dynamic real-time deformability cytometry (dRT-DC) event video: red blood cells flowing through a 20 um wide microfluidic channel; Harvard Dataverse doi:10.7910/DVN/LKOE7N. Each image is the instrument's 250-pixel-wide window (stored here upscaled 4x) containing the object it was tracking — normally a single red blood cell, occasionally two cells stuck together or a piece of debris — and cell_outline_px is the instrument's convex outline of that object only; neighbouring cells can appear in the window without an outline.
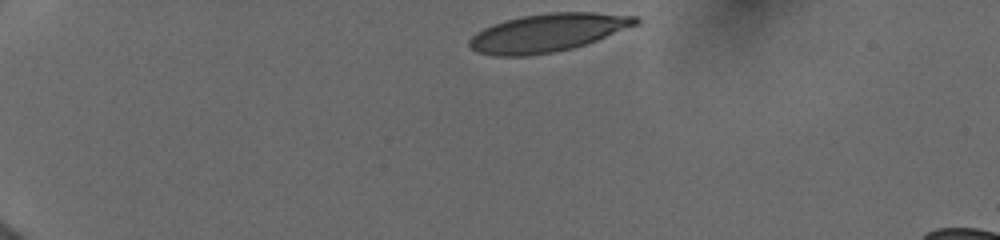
{"species": "human", "species_latin": "Homo sapiens", "temperature_condition": "cold", "stored_images_in_passage": 16, "camera_frame_rate_fps": 3000, "um_per_image_px": 0.085, "donor": {"sex": "female"}, "frame": {"image": 1, "passage_image": 1, "time_ms": 0.0, "image_size_px": [1000, 240], "cell_outline_px": [[640, 24], [596, 40], [572, 48], [552, 52], [528, 56], [492, 56], [476, 52], [468, 48], [468, 40], [476, 32], [492, 24], [504, 20], [524, 16], [548, 12], [592, 12], [636, 16], [640, 20]], "centroid_in_image_um": [46.51, 2.78], "position_along_channel_um": 38.5, "area_um2": 37.05}}
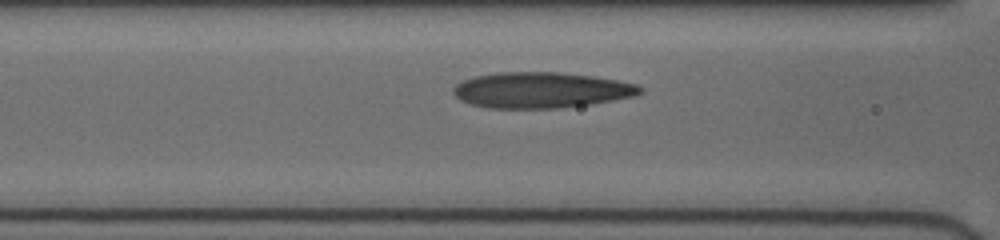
{"frame": {"image": 2, "passage_image": 14, "time_ms": 4.0, "image_size_px": [1000, 240], "cell_outline_px": [[644, 92], [636, 96], [592, 104], [560, 108], [488, 108], [472, 104], [460, 100], [452, 92], [452, 88], [460, 80], [472, 76], [496, 72], [560, 72], [592, 76], [616, 80], [636, 84], [644, 88]], "centroid_in_image_um": [45.98, 7.65], "position_along_channel_um": 120.6, "area_um2": 39.36}}
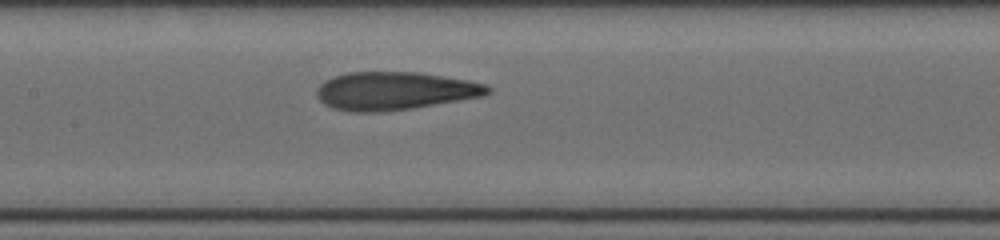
{"frame": {"image": 3, "passage_image": 16, "time_ms": 5.333, "image_size_px": [1000, 240], "cell_outline_px": [[492, 92], [484, 96], [412, 108], [380, 112], [352, 112], [332, 108], [324, 104], [316, 96], [316, 88], [324, 80], [332, 76], [348, 72], [420, 72], [468, 80], [488, 84], [492, 88]], "centroid_in_image_um": [33.55, 7.72], "position_along_channel_um": 173.9, "area_um2": 38.32}}